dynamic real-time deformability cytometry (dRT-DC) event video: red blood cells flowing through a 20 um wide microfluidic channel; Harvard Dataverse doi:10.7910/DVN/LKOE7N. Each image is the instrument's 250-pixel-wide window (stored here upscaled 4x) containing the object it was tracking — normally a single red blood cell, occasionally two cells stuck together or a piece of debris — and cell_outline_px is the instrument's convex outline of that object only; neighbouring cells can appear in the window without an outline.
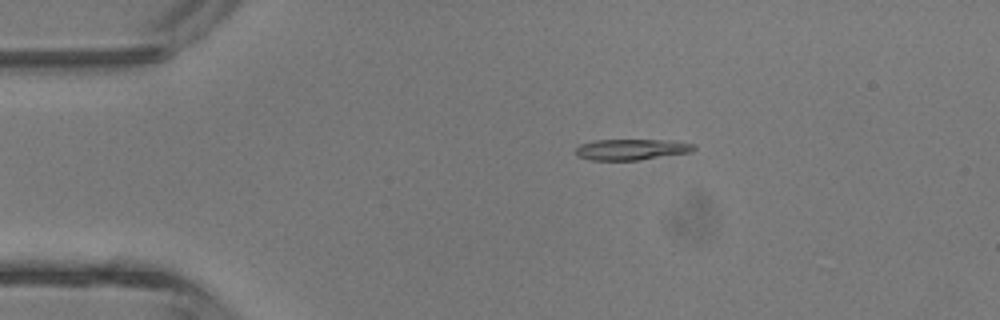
{"species": "common noctule bat (a hibernating species)", "species_latin": "Nyctalus noctula", "temperature_condition": "room temperature", "stored_images_in_passage": 3, "camera_frame_rate_fps": 3000, "um_per_image_px": 0.085, "animal": {"sex": "male", "body_mass_g": 13.3}, "frame": {"image": 1, "passage_image": 2, "time_ms": 1.0, "image_size_px": [1000, 320], "cell_outline_px": [[696, 148], [692, 152], [640, 160], [588, 160], [576, 156], [576, 148], [580, 144], [592, 140], [672, 140], [696, 144]], "centroid_in_image_um": [53.69, 12.7], "position_along_channel_um": 31.3, "area_um2": 14.68}}